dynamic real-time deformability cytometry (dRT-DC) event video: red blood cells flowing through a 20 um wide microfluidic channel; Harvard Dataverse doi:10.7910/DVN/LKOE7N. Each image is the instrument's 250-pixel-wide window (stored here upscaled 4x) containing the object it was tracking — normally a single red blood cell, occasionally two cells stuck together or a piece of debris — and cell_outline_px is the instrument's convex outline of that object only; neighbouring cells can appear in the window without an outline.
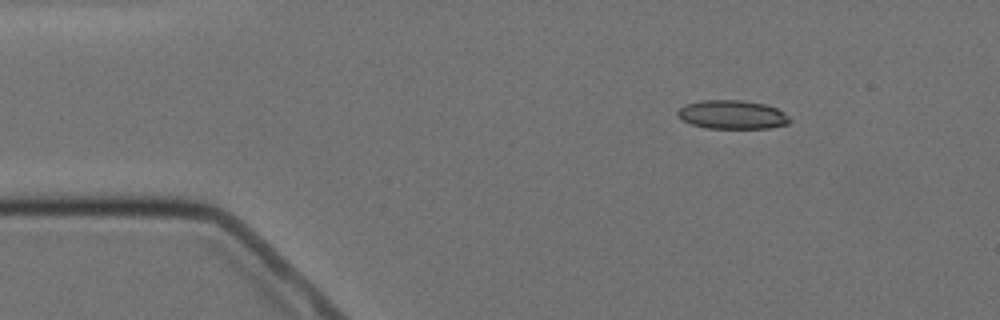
{"species": "Egyptian fruit bat (a non-hibernating species)", "species_latin": "Rousettus aegyptiacus", "temperature_condition": "cold", "stored_images_in_passage": 5, "camera_frame_rate_fps": 3000, "um_per_image_px": 0.085, "animal": {"sex": "female"}, "frame": {"image": 1, "passage_image": 2, "time_ms": 1.333, "image_size_px": [1000, 320], "cell_outline_px": [[792, 120], [788, 124], [768, 128], [708, 128], [692, 124], [676, 116], [676, 112], [684, 104], [700, 100], [740, 100], [764, 104], [776, 108], [784, 112]], "centroid_in_image_um": [62.23, 9.74], "position_along_channel_um": 22.8, "area_um2": 18.79}}